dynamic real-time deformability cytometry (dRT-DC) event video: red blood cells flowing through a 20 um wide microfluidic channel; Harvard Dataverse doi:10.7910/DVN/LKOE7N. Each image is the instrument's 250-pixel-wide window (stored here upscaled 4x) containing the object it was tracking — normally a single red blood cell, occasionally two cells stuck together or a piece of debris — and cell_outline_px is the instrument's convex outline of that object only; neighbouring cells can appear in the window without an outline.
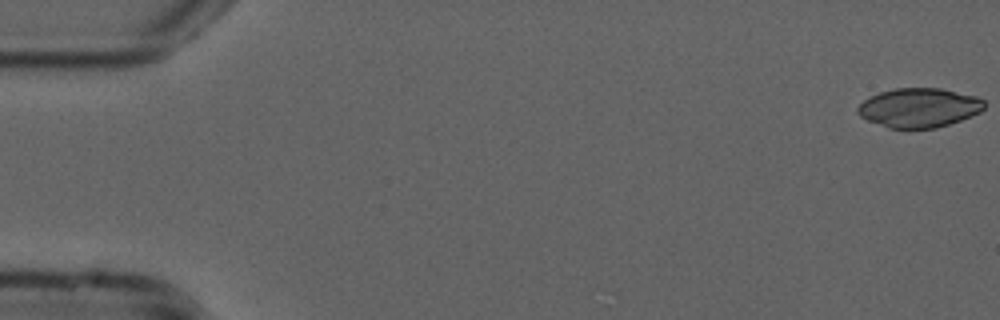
{"species": "common noctule bat (a hibernating species)", "species_latin": "Nyctalus noctula", "temperature_condition": "cold", "stored_images_in_passage": 54, "camera_frame_rate_fps": 3000, "um_per_image_px": 0.085, "animal": {"sex": "male", "forearm_length_mm": 52.5}, "frame": {"image": 1, "passage_image": 1, "time_ms": 0.0, "image_size_px": [1000, 320], "cell_outline_px": [[984, 108], [980, 112], [960, 120], [936, 128], [888, 128], [868, 120], [860, 116], [856, 112], [856, 108], [864, 100], [880, 92], [896, 88], [940, 88], [976, 96], [984, 100]], "centroid_in_image_um": [78.11, 9.15], "position_along_channel_um": 6.9, "area_um2": 28.78}}